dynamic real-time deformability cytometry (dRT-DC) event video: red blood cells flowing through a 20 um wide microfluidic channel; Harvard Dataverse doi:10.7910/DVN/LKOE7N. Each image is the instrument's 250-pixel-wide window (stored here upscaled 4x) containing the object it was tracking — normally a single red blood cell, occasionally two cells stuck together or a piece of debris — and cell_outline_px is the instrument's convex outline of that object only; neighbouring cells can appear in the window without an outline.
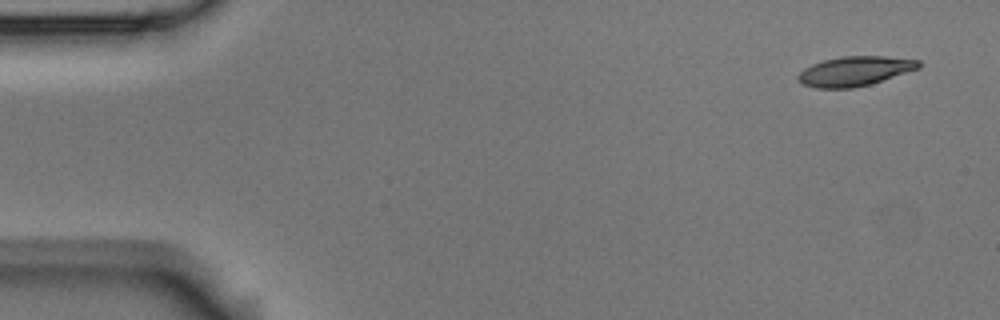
{"species": "Egyptian fruit bat (a non-hibernating species)", "species_latin": "Rousettus aegyptiacus", "temperature_condition": "room temperature", "stored_images_in_passage": 4, "camera_frame_rate_fps": 3000, "um_per_image_px": 0.085, "animal": {"sex": "male"}, "frame": {"image": 1, "passage_image": 1, "time_ms": 0.0, "image_size_px": [1000, 320], "cell_outline_px": [[920, 68], [872, 84], [852, 88], [816, 88], [804, 84], [796, 80], [796, 76], [804, 68], [812, 64], [824, 60], [840, 56], [884, 56], [920, 60]], "centroid_in_image_um": [72.65, 6.05], "position_along_channel_um": 12.3, "area_um2": 20.92}}
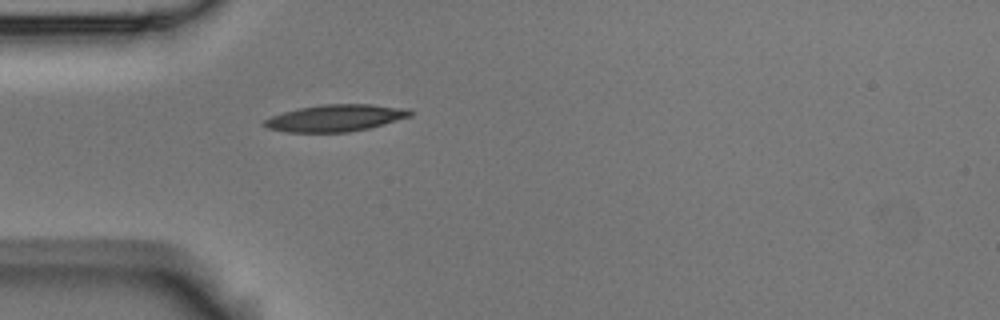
{"frame": {"image": 2, "passage_image": 4, "time_ms": 1.0, "image_size_px": [1000, 320], "cell_outline_px": [[412, 116], [384, 124], [368, 128], [348, 132], [288, 132], [268, 128], [260, 124], [264, 120], [272, 116], [284, 112], [300, 108], [324, 104], [368, 104], [408, 108], [412, 112]], "centroid_in_image_um": [28.53, 10.03], "position_along_channel_um": 56.5, "area_um2": 22.72}}